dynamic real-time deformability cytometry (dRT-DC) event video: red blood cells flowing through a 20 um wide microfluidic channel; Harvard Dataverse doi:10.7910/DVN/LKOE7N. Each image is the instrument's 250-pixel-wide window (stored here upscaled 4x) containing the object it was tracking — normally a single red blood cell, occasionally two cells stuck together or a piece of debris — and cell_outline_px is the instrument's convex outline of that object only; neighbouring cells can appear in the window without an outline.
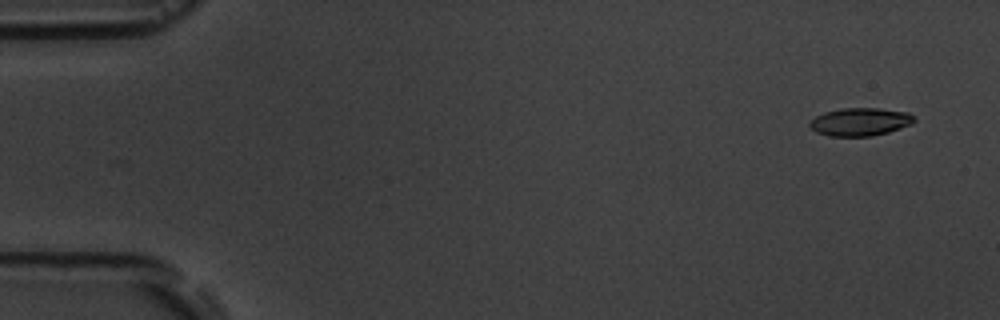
{"species": "common noctule bat (a hibernating species)", "species_latin": "Nyctalus noctula", "temperature_condition": "room temperature", "stored_images_in_passage": 4, "camera_frame_rate_fps": 3000, "um_per_image_px": 0.085, "animal": {"sex": "male", "body_mass_g": 19.5, "forearm_length_mm": 54.6}, "frame": {"image": 1, "passage_image": 1, "time_ms": 0.0, "image_size_px": [1000, 320], "cell_outline_px": [[916, 120], [912, 124], [888, 132], [872, 136], [828, 136], [816, 132], [808, 124], [816, 116], [824, 112], [844, 108], [880, 108], [908, 112]], "centroid_in_image_um": [73.12, 10.35], "position_along_channel_um": 11.9, "area_um2": 16.99}}